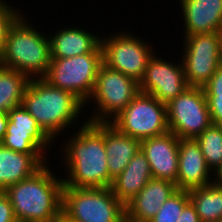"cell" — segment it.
Here are the masks:
<instances>
[{"label": "cell", "instance_id": "obj_1", "mask_svg": "<svg viewBox=\"0 0 222 222\" xmlns=\"http://www.w3.org/2000/svg\"><path fill=\"white\" fill-rule=\"evenodd\" d=\"M67 131L68 139L61 142L63 186L75 188L109 187V170L105 151V122H88ZM72 133L69 134L68 133ZM64 147V148H63ZM64 162V163H63ZM67 173V174H66ZM66 175V176H65Z\"/></svg>", "mask_w": 222, "mask_h": 222}, {"label": "cell", "instance_id": "obj_2", "mask_svg": "<svg viewBox=\"0 0 222 222\" xmlns=\"http://www.w3.org/2000/svg\"><path fill=\"white\" fill-rule=\"evenodd\" d=\"M21 105L57 143H59L58 137H63L62 133L66 135L65 129L70 130L73 126L71 130H74L86 122V120L79 122L81 113L87 112L84 104L71 92L51 86L43 78L29 79Z\"/></svg>", "mask_w": 222, "mask_h": 222}, {"label": "cell", "instance_id": "obj_3", "mask_svg": "<svg viewBox=\"0 0 222 222\" xmlns=\"http://www.w3.org/2000/svg\"><path fill=\"white\" fill-rule=\"evenodd\" d=\"M48 163L4 190L18 222H59L64 184Z\"/></svg>", "mask_w": 222, "mask_h": 222}, {"label": "cell", "instance_id": "obj_4", "mask_svg": "<svg viewBox=\"0 0 222 222\" xmlns=\"http://www.w3.org/2000/svg\"><path fill=\"white\" fill-rule=\"evenodd\" d=\"M25 14L22 13L8 31L0 66L23 73L29 79L43 78L51 63L49 37Z\"/></svg>", "mask_w": 222, "mask_h": 222}, {"label": "cell", "instance_id": "obj_5", "mask_svg": "<svg viewBox=\"0 0 222 222\" xmlns=\"http://www.w3.org/2000/svg\"><path fill=\"white\" fill-rule=\"evenodd\" d=\"M61 216L78 222H125V206L110 187L63 186Z\"/></svg>", "mask_w": 222, "mask_h": 222}, {"label": "cell", "instance_id": "obj_6", "mask_svg": "<svg viewBox=\"0 0 222 222\" xmlns=\"http://www.w3.org/2000/svg\"><path fill=\"white\" fill-rule=\"evenodd\" d=\"M139 83L124 75L120 71L109 68L104 63L97 74L96 83L92 95L84 108H89L93 103L94 111L91 110L83 120L88 122H110L139 94ZM93 100V101H92ZM91 101V102H90ZM95 103V104H94ZM92 113V115L90 114Z\"/></svg>", "mask_w": 222, "mask_h": 222}, {"label": "cell", "instance_id": "obj_7", "mask_svg": "<svg viewBox=\"0 0 222 222\" xmlns=\"http://www.w3.org/2000/svg\"><path fill=\"white\" fill-rule=\"evenodd\" d=\"M122 31L101 35L103 63L140 83L154 46L134 32Z\"/></svg>", "mask_w": 222, "mask_h": 222}, {"label": "cell", "instance_id": "obj_8", "mask_svg": "<svg viewBox=\"0 0 222 222\" xmlns=\"http://www.w3.org/2000/svg\"><path fill=\"white\" fill-rule=\"evenodd\" d=\"M102 64L103 53L51 59L43 79L51 86L71 92L85 105L92 95Z\"/></svg>", "mask_w": 222, "mask_h": 222}, {"label": "cell", "instance_id": "obj_9", "mask_svg": "<svg viewBox=\"0 0 222 222\" xmlns=\"http://www.w3.org/2000/svg\"><path fill=\"white\" fill-rule=\"evenodd\" d=\"M179 57L189 86L202 87L222 64V32L183 35Z\"/></svg>", "mask_w": 222, "mask_h": 222}, {"label": "cell", "instance_id": "obj_10", "mask_svg": "<svg viewBox=\"0 0 222 222\" xmlns=\"http://www.w3.org/2000/svg\"><path fill=\"white\" fill-rule=\"evenodd\" d=\"M109 123L119 132L139 141L169 131L166 104L142 92Z\"/></svg>", "mask_w": 222, "mask_h": 222}, {"label": "cell", "instance_id": "obj_11", "mask_svg": "<svg viewBox=\"0 0 222 222\" xmlns=\"http://www.w3.org/2000/svg\"><path fill=\"white\" fill-rule=\"evenodd\" d=\"M167 124L179 139H196L212 124L202 87L189 86L166 104Z\"/></svg>", "mask_w": 222, "mask_h": 222}, {"label": "cell", "instance_id": "obj_12", "mask_svg": "<svg viewBox=\"0 0 222 222\" xmlns=\"http://www.w3.org/2000/svg\"><path fill=\"white\" fill-rule=\"evenodd\" d=\"M155 50L148 60L146 70L139 83L140 92L152 95L160 102L167 104L172 99L182 94L188 87L183 65L177 61L163 59ZM160 56V57H159ZM180 60V61H179Z\"/></svg>", "mask_w": 222, "mask_h": 222}, {"label": "cell", "instance_id": "obj_13", "mask_svg": "<svg viewBox=\"0 0 222 222\" xmlns=\"http://www.w3.org/2000/svg\"><path fill=\"white\" fill-rule=\"evenodd\" d=\"M7 113L9 120L1 140L3 146L25 154H50L52 146L56 147L55 142L22 105L11 108Z\"/></svg>", "mask_w": 222, "mask_h": 222}, {"label": "cell", "instance_id": "obj_14", "mask_svg": "<svg viewBox=\"0 0 222 222\" xmlns=\"http://www.w3.org/2000/svg\"><path fill=\"white\" fill-rule=\"evenodd\" d=\"M178 148L179 138L170 131L140 141V149L146 155L152 178L168 180L176 184Z\"/></svg>", "mask_w": 222, "mask_h": 222}, {"label": "cell", "instance_id": "obj_15", "mask_svg": "<svg viewBox=\"0 0 222 222\" xmlns=\"http://www.w3.org/2000/svg\"><path fill=\"white\" fill-rule=\"evenodd\" d=\"M213 183L199 143L195 139H179L177 190L189 191Z\"/></svg>", "mask_w": 222, "mask_h": 222}, {"label": "cell", "instance_id": "obj_16", "mask_svg": "<svg viewBox=\"0 0 222 222\" xmlns=\"http://www.w3.org/2000/svg\"><path fill=\"white\" fill-rule=\"evenodd\" d=\"M48 34L51 59L70 58L87 53H102L101 35L90 29L69 25ZM90 31V32H89ZM52 34V35H51Z\"/></svg>", "mask_w": 222, "mask_h": 222}, {"label": "cell", "instance_id": "obj_17", "mask_svg": "<svg viewBox=\"0 0 222 222\" xmlns=\"http://www.w3.org/2000/svg\"><path fill=\"white\" fill-rule=\"evenodd\" d=\"M182 35L222 32V0H179Z\"/></svg>", "mask_w": 222, "mask_h": 222}, {"label": "cell", "instance_id": "obj_18", "mask_svg": "<svg viewBox=\"0 0 222 222\" xmlns=\"http://www.w3.org/2000/svg\"><path fill=\"white\" fill-rule=\"evenodd\" d=\"M176 191V184L171 181L150 179L125 206V221L149 222L166 200Z\"/></svg>", "mask_w": 222, "mask_h": 222}, {"label": "cell", "instance_id": "obj_19", "mask_svg": "<svg viewBox=\"0 0 222 222\" xmlns=\"http://www.w3.org/2000/svg\"><path fill=\"white\" fill-rule=\"evenodd\" d=\"M49 157L16 152L0 143V191L33 175L50 160Z\"/></svg>", "mask_w": 222, "mask_h": 222}, {"label": "cell", "instance_id": "obj_20", "mask_svg": "<svg viewBox=\"0 0 222 222\" xmlns=\"http://www.w3.org/2000/svg\"><path fill=\"white\" fill-rule=\"evenodd\" d=\"M152 179L146 155L141 151L132 157L125 169L112 181L111 190L117 199L126 206Z\"/></svg>", "mask_w": 222, "mask_h": 222}, {"label": "cell", "instance_id": "obj_21", "mask_svg": "<svg viewBox=\"0 0 222 222\" xmlns=\"http://www.w3.org/2000/svg\"><path fill=\"white\" fill-rule=\"evenodd\" d=\"M139 149L140 141L138 139L124 135L109 122H105V151L109 170V187Z\"/></svg>", "mask_w": 222, "mask_h": 222}, {"label": "cell", "instance_id": "obj_22", "mask_svg": "<svg viewBox=\"0 0 222 222\" xmlns=\"http://www.w3.org/2000/svg\"><path fill=\"white\" fill-rule=\"evenodd\" d=\"M201 222H217L222 219V187L211 183L188 191Z\"/></svg>", "mask_w": 222, "mask_h": 222}, {"label": "cell", "instance_id": "obj_23", "mask_svg": "<svg viewBox=\"0 0 222 222\" xmlns=\"http://www.w3.org/2000/svg\"><path fill=\"white\" fill-rule=\"evenodd\" d=\"M28 82L25 74L0 66V112L21 105Z\"/></svg>", "mask_w": 222, "mask_h": 222}, {"label": "cell", "instance_id": "obj_24", "mask_svg": "<svg viewBox=\"0 0 222 222\" xmlns=\"http://www.w3.org/2000/svg\"><path fill=\"white\" fill-rule=\"evenodd\" d=\"M195 140L208 168L214 173L222 164V126L211 124Z\"/></svg>", "mask_w": 222, "mask_h": 222}, {"label": "cell", "instance_id": "obj_25", "mask_svg": "<svg viewBox=\"0 0 222 222\" xmlns=\"http://www.w3.org/2000/svg\"><path fill=\"white\" fill-rule=\"evenodd\" d=\"M189 201L188 191L177 190L166 200L149 222H177L183 208Z\"/></svg>", "mask_w": 222, "mask_h": 222}, {"label": "cell", "instance_id": "obj_26", "mask_svg": "<svg viewBox=\"0 0 222 222\" xmlns=\"http://www.w3.org/2000/svg\"><path fill=\"white\" fill-rule=\"evenodd\" d=\"M22 13L18 7L9 4L7 0H0V55L5 47L11 25Z\"/></svg>", "mask_w": 222, "mask_h": 222}, {"label": "cell", "instance_id": "obj_27", "mask_svg": "<svg viewBox=\"0 0 222 222\" xmlns=\"http://www.w3.org/2000/svg\"><path fill=\"white\" fill-rule=\"evenodd\" d=\"M202 88L206 96L222 97V64Z\"/></svg>", "mask_w": 222, "mask_h": 222}, {"label": "cell", "instance_id": "obj_28", "mask_svg": "<svg viewBox=\"0 0 222 222\" xmlns=\"http://www.w3.org/2000/svg\"><path fill=\"white\" fill-rule=\"evenodd\" d=\"M212 124L222 126V97L206 96Z\"/></svg>", "mask_w": 222, "mask_h": 222}, {"label": "cell", "instance_id": "obj_29", "mask_svg": "<svg viewBox=\"0 0 222 222\" xmlns=\"http://www.w3.org/2000/svg\"><path fill=\"white\" fill-rule=\"evenodd\" d=\"M0 222H18L10 199L4 191H0Z\"/></svg>", "mask_w": 222, "mask_h": 222}, {"label": "cell", "instance_id": "obj_30", "mask_svg": "<svg viewBox=\"0 0 222 222\" xmlns=\"http://www.w3.org/2000/svg\"><path fill=\"white\" fill-rule=\"evenodd\" d=\"M177 222H201L191 201L185 205Z\"/></svg>", "mask_w": 222, "mask_h": 222}, {"label": "cell", "instance_id": "obj_31", "mask_svg": "<svg viewBox=\"0 0 222 222\" xmlns=\"http://www.w3.org/2000/svg\"><path fill=\"white\" fill-rule=\"evenodd\" d=\"M8 120V113L0 112V143L6 133Z\"/></svg>", "mask_w": 222, "mask_h": 222}, {"label": "cell", "instance_id": "obj_32", "mask_svg": "<svg viewBox=\"0 0 222 222\" xmlns=\"http://www.w3.org/2000/svg\"><path fill=\"white\" fill-rule=\"evenodd\" d=\"M213 183L217 186L222 187V164L220 167L213 173Z\"/></svg>", "mask_w": 222, "mask_h": 222}, {"label": "cell", "instance_id": "obj_33", "mask_svg": "<svg viewBox=\"0 0 222 222\" xmlns=\"http://www.w3.org/2000/svg\"><path fill=\"white\" fill-rule=\"evenodd\" d=\"M59 222H78V221H75V220H65V219L61 216Z\"/></svg>", "mask_w": 222, "mask_h": 222}]
</instances>
